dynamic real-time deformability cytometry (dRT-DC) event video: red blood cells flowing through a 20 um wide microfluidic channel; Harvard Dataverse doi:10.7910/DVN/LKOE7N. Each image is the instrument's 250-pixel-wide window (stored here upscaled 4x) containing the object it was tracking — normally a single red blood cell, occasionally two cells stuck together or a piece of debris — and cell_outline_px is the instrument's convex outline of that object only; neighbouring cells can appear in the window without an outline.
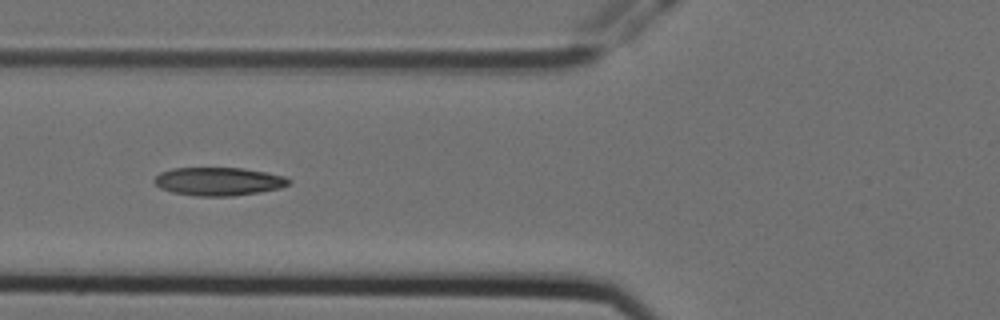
{"species": "Egyptian fruit bat (a non-hibernating species)", "species_latin": "Rousettus aegyptiacus", "temperature_condition": "cold", "stored_images_in_passage": 7, "camera_frame_rate_fps": 3000, "um_per_image_px": 0.085, "animal": {"sex": "female"}, "frame": {"image": 1, "passage_image": 6, "time_ms": 1.667, "image_size_px": [1000, 320], "cell_outline_px": [[292, 180], [288, 184], [280, 188], [260, 192], [232, 196], [196, 196], [172, 192], [160, 188], [152, 180], [160, 172], [172, 168], [244, 168], [284, 176]], "centroid_in_image_um": [18.56, 15.42], "position_along_channel_um": 107.2, "area_um2": 22.14}}
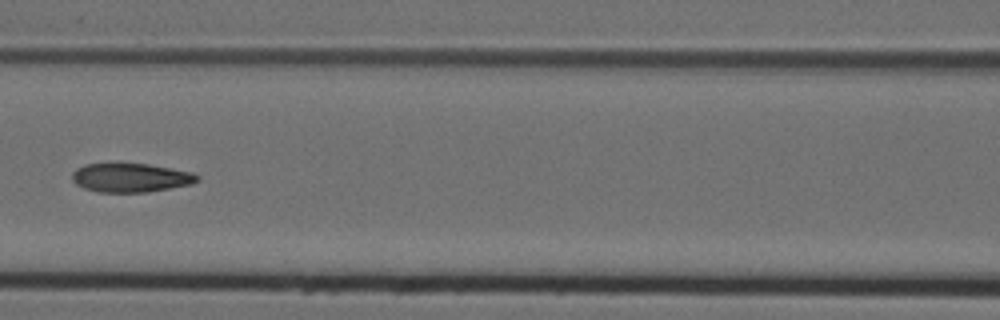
{"frame": {"image": 2, "passage_image": 7, "time_ms": 2.0, "image_size_px": [1000, 320], "cell_outline_px": [[200, 180], [192, 184], [148, 192], [100, 192], [84, 188], [76, 184], [72, 180], [72, 172], [76, 168], [84, 164], [116, 160], [148, 164], [192, 172], [200, 176]], "centroid_in_image_um": [11.07, 15.05], "position_along_channel_um": 155.5, "area_um2": 21.96}}